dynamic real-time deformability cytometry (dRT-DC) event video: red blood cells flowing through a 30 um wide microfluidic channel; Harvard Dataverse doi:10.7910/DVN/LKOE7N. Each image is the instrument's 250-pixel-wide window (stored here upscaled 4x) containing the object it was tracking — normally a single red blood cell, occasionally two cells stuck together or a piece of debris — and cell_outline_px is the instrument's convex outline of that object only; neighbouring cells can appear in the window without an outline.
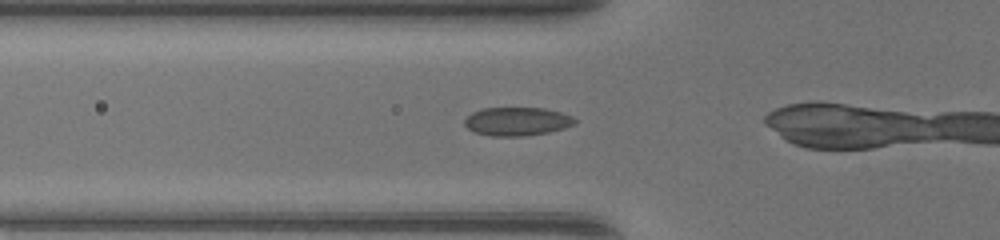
{"species": "common noctule bat (a hibernating species)", "species_latin": "Nyctalus noctula", "temperature_condition": "warm", "stored_images_in_passage": 13, "camera_frame_rate_fps": 3000, "um_per_image_px": 0.085, "animal": {"sex": "female", "body_mass_g": 17.0, "forearm_length_mm": 48.0}, "frame": {"image": 1, "passage_image": 11, "time_ms": 3.333, "image_size_px": [1000, 240], "cell_outline_px": [[576, 124], [564, 128], [548, 132], [524, 136], [492, 136], [472, 132], [464, 124], [464, 120], [472, 112], [484, 108], [544, 108], [560, 112], [572, 116], [576, 120]], "centroid_in_image_um": [43.94, 10.32], "position_along_channel_um": 81.9, "area_um2": 18.32}}